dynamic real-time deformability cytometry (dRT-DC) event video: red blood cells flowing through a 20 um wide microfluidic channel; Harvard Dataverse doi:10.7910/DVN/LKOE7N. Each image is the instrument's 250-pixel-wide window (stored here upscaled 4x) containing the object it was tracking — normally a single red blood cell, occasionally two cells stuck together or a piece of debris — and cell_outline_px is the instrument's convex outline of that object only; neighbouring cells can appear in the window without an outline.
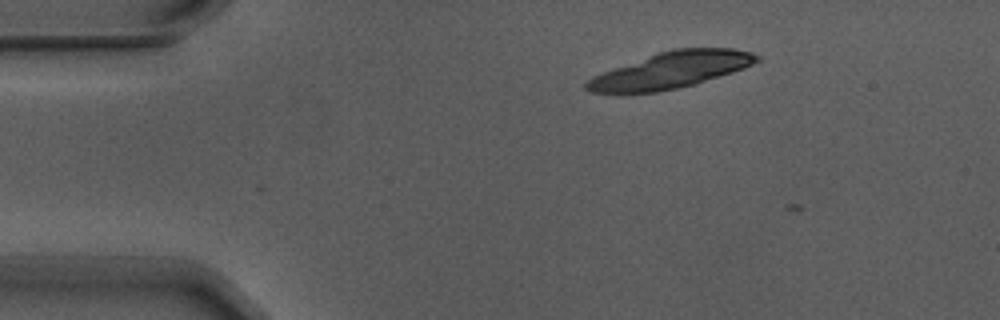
{"species": "Egyptian fruit bat (a non-hibernating species)", "species_latin": "Rousettus aegyptiacus", "temperature_condition": "warm", "stored_images_in_passage": 2, "camera_frame_rate_fps": 3000, "um_per_image_px": 0.085, "animal": {"sex": "male"}, "frame": {"image": 1, "passage_image": 1, "time_ms": 0.0, "image_size_px": [1000, 320], "cell_outline_px": [[760, 60], [744, 68], [732, 72], [692, 84], [676, 88], [656, 92], [592, 92], [584, 88], [584, 84], [592, 76], [600, 72], [672, 48], [732, 48], [752, 52], [760, 56]], "centroid_in_image_um": [57.03, 5.94], "position_along_channel_um": 28.0, "area_um2": 35.43}}